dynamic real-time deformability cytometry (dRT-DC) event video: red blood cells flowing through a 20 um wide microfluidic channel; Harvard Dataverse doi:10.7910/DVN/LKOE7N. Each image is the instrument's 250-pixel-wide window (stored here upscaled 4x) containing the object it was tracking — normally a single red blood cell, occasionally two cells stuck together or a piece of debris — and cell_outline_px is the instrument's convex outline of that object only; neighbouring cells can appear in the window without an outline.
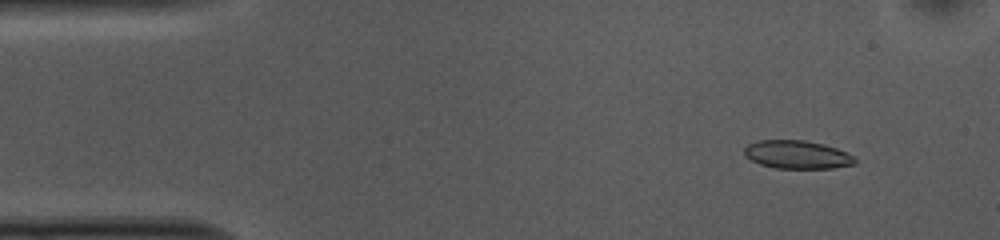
{"species": "common noctule bat (a hibernating species)", "species_latin": "Nyctalus noctula", "temperature_condition": "cold", "stored_images_in_passage": 24, "camera_frame_rate_fps": 3000, "um_per_image_px": 0.085, "animal": {"sex": "female", "body_mass_g": 10.0, "forearm_length_mm": 53.1}, "frame": {"image": 1, "passage_image": 1, "time_ms": 0.0, "image_size_px": [1000, 240], "cell_outline_px": [[856, 164], [832, 168], [776, 168], [760, 164], [744, 156], [744, 148], [748, 144], [756, 140], [804, 140], [824, 144], [848, 152], [856, 160]], "centroid_in_image_um": [67.75, 13.13], "position_along_channel_um": 17.3, "area_um2": 18.26}}
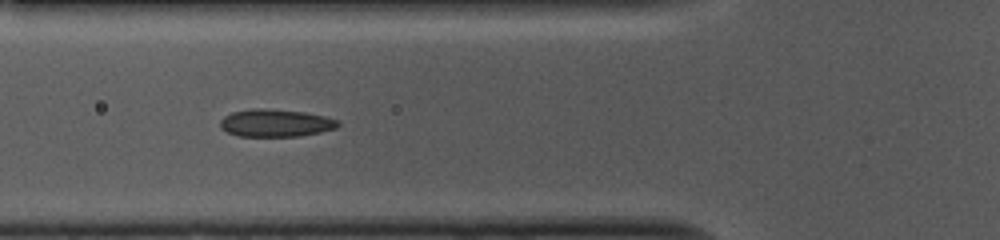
{"frame": {"image": 2, "passage_image": 14, "time_ms": 4.333, "image_size_px": [1000, 240], "cell_outline_px": [[340, 124], [336, 128], [320, 132], [300, 136], [240, 136], [228, 132], [220, 128], [220, 120], [224, 116], [232, 112], [252, 108], [260, 108], [304, 112], [324, 116], [340, 120]], "centroid_in_image_um": [23.43, 10.45], "position_along_channel_um": 102.4, "area_um2": 18.9}}
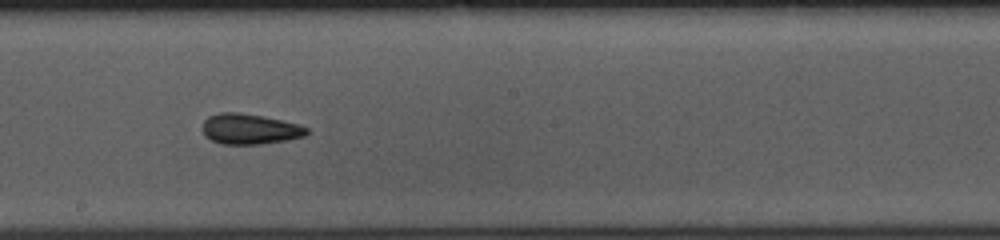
{"frame": {"image": 3, "passage_image": 24, "time_ms": 7.667, "image_size_px": [1000, 240], "cell_outline_px": [[308, 132], [304, 136], [288, 140], [260, 144], [220, 144], [204, 136], [204, 120], [208, 116], [220, 112], [240, 112], [264, 116], [300, 124], [308, 128]], "centroid_in_image_um": [21.24, 10.96], "position_along_channel_um": 227.0, "area_um2": 18.61}}